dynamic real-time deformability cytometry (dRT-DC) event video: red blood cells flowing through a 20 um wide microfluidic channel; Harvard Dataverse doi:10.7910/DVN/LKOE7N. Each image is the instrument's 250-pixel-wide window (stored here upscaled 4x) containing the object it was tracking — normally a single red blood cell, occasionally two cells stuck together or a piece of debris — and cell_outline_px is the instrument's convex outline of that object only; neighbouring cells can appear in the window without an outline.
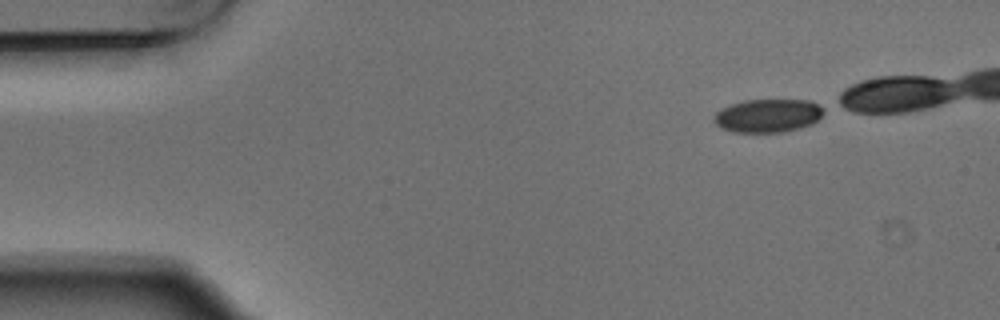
{"species": "Egyptian fruit bat (a non-hibernating species)", "species_latin": "Rousettus aegyptiacus", "temperature_condition": "warm", "stored_images_in_passage": 7, "camera_frame_rate_fps": 3000, "um_per_image_px": 0.085, "animal": {"sex": "male"}, "frame": {"image": 1, "passage_image": 1, "time_ms": 0.0, "image_size_px": [1000, 320], "cell_outline_px": [[824, 112], [812, 124], [800, 128], [784, 132], [732, 132], [720, 128], [712, 120], [712, 116], [720, 108], [744, 100], [808, 100], [824, 108]], "centroid_in_image_um": [65.22, 9.84], "position_along_channel_um": 19.8, "area_um2": 21.44}}
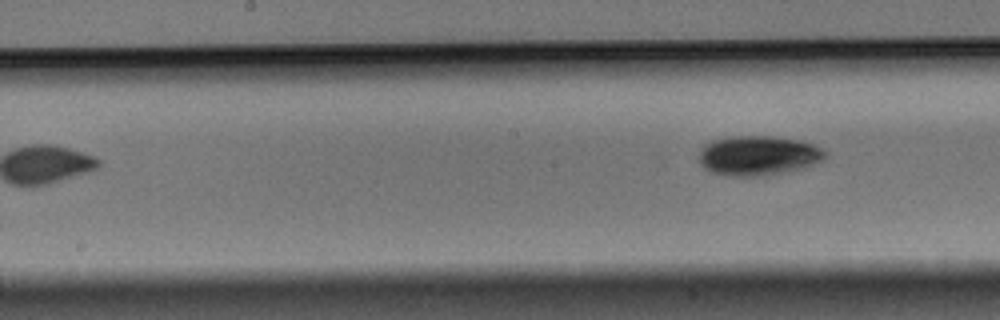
{"frame": {"image": 2, "passage_image": 7, "time_ms": 2.0, "image_size_px": [1000, 320], "cell_outline_px": [[828, 156], [812, 164], [800, 168], [764, 176], [724, 176], [712, 172], [704, 168], [696, 160], [704, 144], [708, 140], [732, 136], [776, 136], [796, 140], [812, 144], [824, 148], [828, 152]], "centroid_in_image_um": [64.39, 13.21], "position_along_channel_um": 183.8, "area_um2": 29.48}}